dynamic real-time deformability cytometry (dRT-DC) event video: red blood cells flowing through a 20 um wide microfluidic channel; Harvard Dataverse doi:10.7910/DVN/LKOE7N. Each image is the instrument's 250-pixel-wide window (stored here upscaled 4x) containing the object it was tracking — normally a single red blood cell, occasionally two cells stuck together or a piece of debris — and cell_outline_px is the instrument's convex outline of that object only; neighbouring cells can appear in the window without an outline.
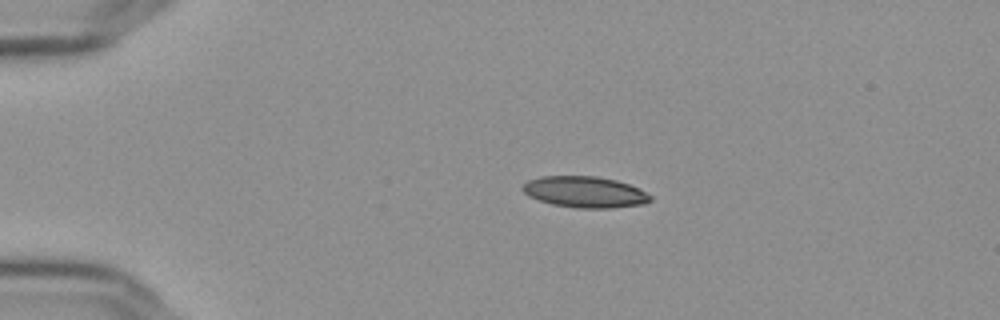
{"species": "Egyptian fruit bat (a non-hibernating species)", "species_latin": "Rousettus aegyptiacus", "temperature_condition": "cold", "stored_images_in_passage": 45, "camera_frame_rate_fps": 3000, "um_per_image_px": 0.085, "frame": {"image": 1, "passage_image": 1, "time_ms": 0.0, "image_size_px": [1000, 320], "cell_outline_px": [[652, 200], [644, 204], [612, 208], [576, 208], [552, 204], [528, 196], [520, 188], [528, 180], [540, 176], [596, 176], [616, 180], [628, 184], [652, 196]], "centroid_in_image_um": [49.69, 16.32], "position_along_channel_um": 35.3, "area_um2": 23.18}}
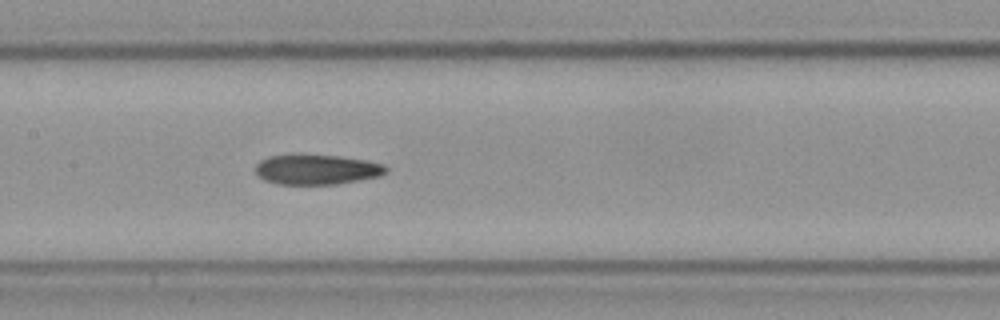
{"frame": {"image": 2, "passage_image": 17, "time_ms": 5.333, "image_size_px": [1000, 320], "cell_outline_px": [[388, 168], [380, 176], [336, 184], [280, 184], [264, 180], [256, 172], [256, 164], [260, 160], [268, 156], [292, 152], [300, 152], [340, 156], [368, 160], [384, 164]], "centroid_in_image_um": [26.88, 14.35], "position_along_channel_um": 180.5, "area_um2": 23.52}}
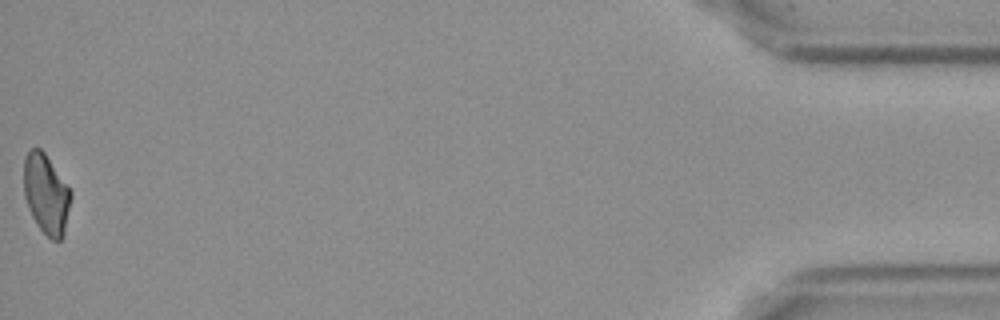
{"frame": {"image": 3, "passage_image": 45, "time_ms": 14.667, "image_size_px": [1000, 320], "cell_outline_px": [[72, 196], [64, 236], [60, 240], [52, 240], [40, 228], [32, 216], [28, 208], [24, 196], [24, 156], [32, 148], [40, 148], [44, 152], [72, 192]], "centroid_in_image_um": [3.93, 16.5], "position_along_channel_um": 431.3, "area_um2": 21.85}, "authors_computed_cell_mechanics": {"area_um2": 23.0622, "velocity_mm_per_s": 3.6439, "shape_relaxation_time_tau1_ms": null, "shape_relaxation_time_tau2_ms": 5.3715, "deformation_change_tau1": null, "deformation_change_tau2": 0.1237}}